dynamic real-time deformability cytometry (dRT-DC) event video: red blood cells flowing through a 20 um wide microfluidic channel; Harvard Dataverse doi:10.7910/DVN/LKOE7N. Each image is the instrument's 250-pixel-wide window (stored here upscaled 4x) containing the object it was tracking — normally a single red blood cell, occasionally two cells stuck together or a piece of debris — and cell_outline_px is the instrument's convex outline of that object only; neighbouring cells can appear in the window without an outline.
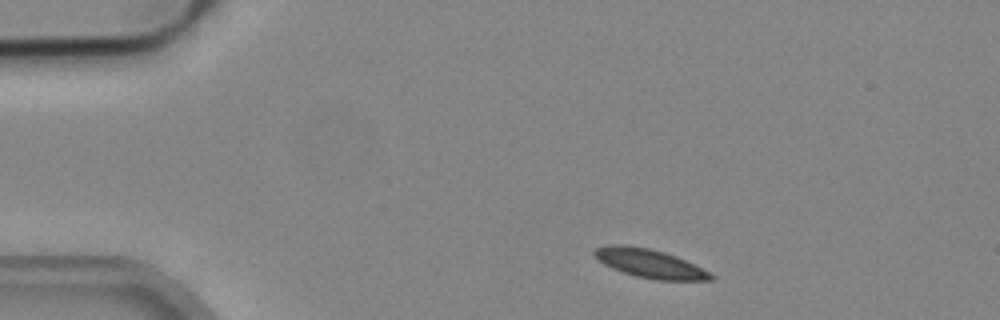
{"species": "common noctule bat (a hibernating species)", "species_latin": "Nyctalus noctula", "temperature_condition": "cold", "stored_images_in_passage": 4, "camera_frame_rate_fps": 3000, "um_per_image_px": 0.085, "animal": {"sex": "male", "body_mass_g": 19.2, "forearm_length_mm": 51.8}, "frame": {"image": 1, "passage_image": 1, "time_ms": 0.0, "image_size_px": [1000, 320], "cell_outline_px": [[716, 276], [712, 280], [652, 280], [636, 276], [612, 268], [604, 264], [592, 252], [596, 248], [612, 244], [624, 244], [648, 248], [664, 252], [676, 256]], "centroid_in_image_um": [55.21, 22.39], "position_along_channel_um": 29.8, "area_um2": 19.19}}
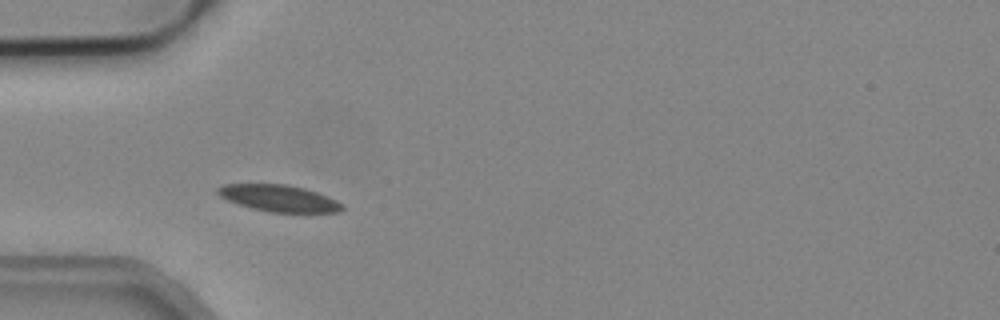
{"frame": {"image": 2, "passage_image": 3, "time_ms": 0.667, "image_size_px": [1000, 320], "cell_outline_px": [[344, 208], [340, 212], [268, 212], [252, 208], [228, 200], [220, 196], [216, 192], [216, 188], [224, 184], [288, 184], [304, 188], [328, 196], [344, 204]], "centroid_in_image_um": [23.72, 16.84], "position_along_channel_um": 61.3, "area_um2": 19.31}}